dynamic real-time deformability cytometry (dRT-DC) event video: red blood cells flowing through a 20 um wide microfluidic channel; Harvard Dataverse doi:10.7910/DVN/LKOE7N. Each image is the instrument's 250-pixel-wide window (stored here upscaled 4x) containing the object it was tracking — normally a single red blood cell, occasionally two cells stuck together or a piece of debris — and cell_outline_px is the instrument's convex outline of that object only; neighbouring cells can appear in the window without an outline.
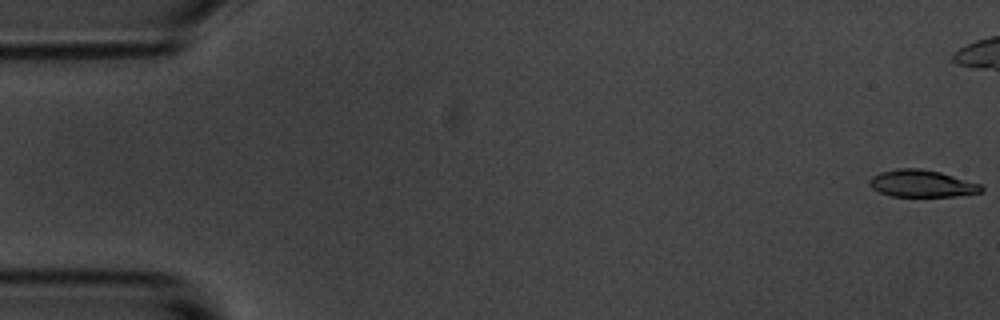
{"species": "common noctule bat (a hibernating species)", "species_latin": "Nyctalus noctula", "temperature_condition": "room temperature", "stored_images_in_passage": 5, "camera_frame_rate_fps": 3000, "um_per_image_px": 0.085, "animal": {"sex": "male", "body_mass_g": 20.1, "forearm_length_mm": 53.5}, "frame": {"image": 1, "passage_image": 1, "time_ms": 0.0, "image_size_px": [1000, 320], "cell_outline_px": [[984, 192], [956, 196], [892, 196], [880, 192], [872, 188], [868, 184], [868, 180], [872, 176], [880, 172], [900, 168], [920, 168], [940, 172], [980, 184], [984, 188]], "centroid_in_image_um": [78.35, 15.6], "position_along_channel_um": 6.7, "area_um2": 17.63}}